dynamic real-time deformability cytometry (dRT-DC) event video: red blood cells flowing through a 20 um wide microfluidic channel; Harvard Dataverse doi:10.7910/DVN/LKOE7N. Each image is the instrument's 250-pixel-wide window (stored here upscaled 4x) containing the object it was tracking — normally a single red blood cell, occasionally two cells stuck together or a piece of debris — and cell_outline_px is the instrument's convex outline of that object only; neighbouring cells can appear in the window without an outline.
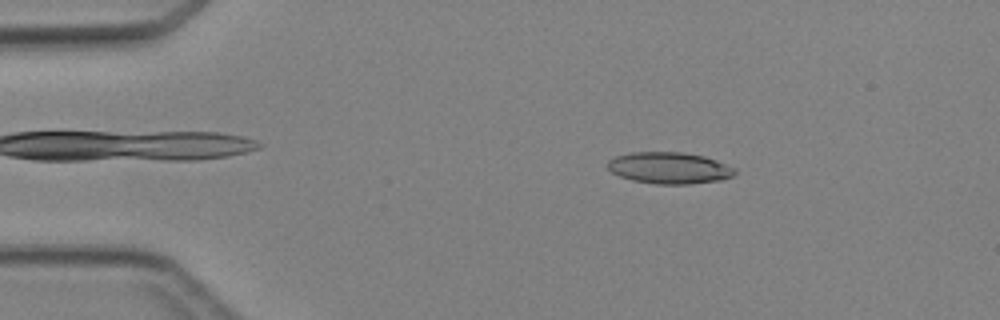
{"species": "Egyptian fruit bat (a non-hibernating species)", "species_latin": "Rousettus aegyptiacus", "temperature_condition": "cold", "stored_images_in_passage": 4, "camera_frame_rate_fps": 3000, "um_per_image_px": 0.085, "animal": {"sex": "female"}, "frame": {"image": 1, "passage_image": 2, "time_ms": 1.333, "image_size_px": [1000, 320], "cell_outline_px": [[736, 172], [732, 176], [720, 180], [688, 184], [656, 184], [632, 180], [620, 176], [612, 172], [608, 168], [608, 160], [616, 156], [632, 152], [680, 152], [704, 156], [716, 160], [736, 168]], "centroid_in_image_um": [56.89, 14.27], "position_along_channel_um": 28.1, "area_um2": 23.29}}